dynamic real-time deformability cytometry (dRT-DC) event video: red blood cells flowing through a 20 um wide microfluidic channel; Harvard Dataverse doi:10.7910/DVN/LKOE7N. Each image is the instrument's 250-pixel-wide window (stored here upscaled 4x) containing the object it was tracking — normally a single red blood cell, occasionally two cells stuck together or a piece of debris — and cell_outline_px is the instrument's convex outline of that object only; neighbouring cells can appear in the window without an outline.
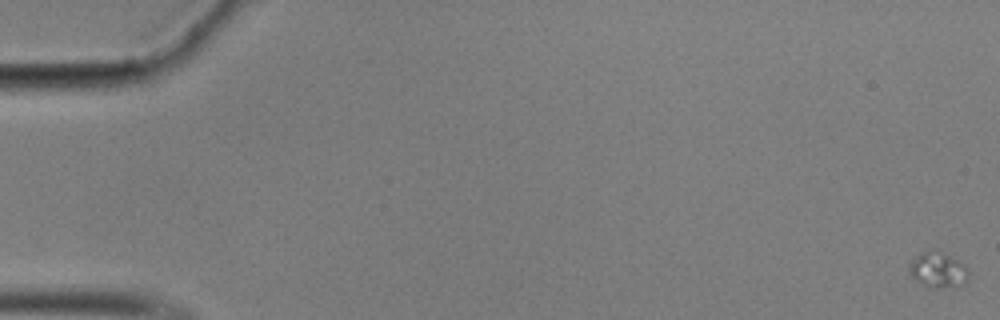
{"species": "common noctule bat (a hibernating species)", "species_latin": "Nyctalus noctula", "temperature_condition": "cold", "stored_images_in_passage": 59, "camera_frame_rate_fps": 3000, "um_per_image_px": 0.085, "animal": {"sex": "male", "body_mass_g": 17.9}, "frame": {"image": 1, "passage_image": 1, "time_ms": 0.0, "image_size_px": [1000, 320], "cell_outline_px": [[968, 276], [964, 284], [940, 288], [924, 284], [916, 280], [908, 272], [908, 268], [912, 260], [916, 256], [932, 248], [936, 248], [956, 260], [968, 272]], "centroid_in_image_um": [79.68, 22.91], "position_along_channel_um": 5.3, "area_um2": 11.85}}
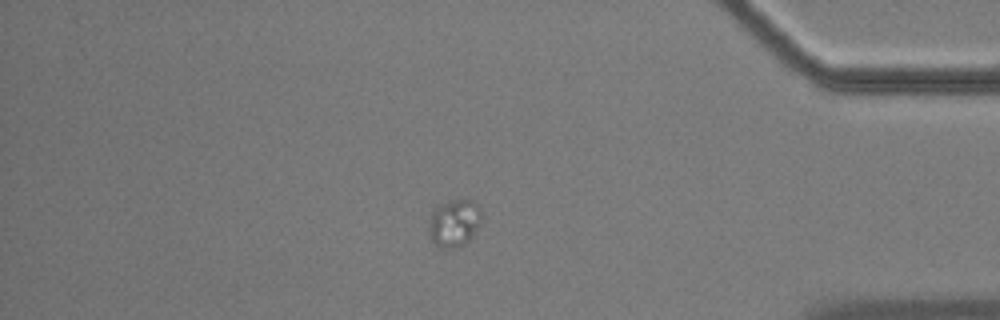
{"frame": {"image": 2, "passage_image": 51, "time_ms": 16.667, "image_size_px": [1000, 320], "cell_outline_px": [[480, 220], [472, 236], [468, 240], [456, 248], [440, 248], [428, 236], [428, 224], [432, 212], [440, 204], [452, 200], [472, 200], [480, 208]], "centroid_in_image_um": [38.56, 18.96], "position_along_channel_um": 396.6, "area_um2": 14.33}}
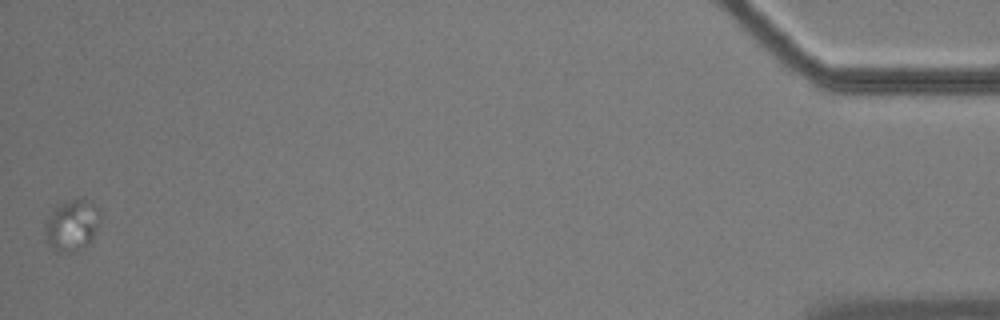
{"frame": {"image": 3, "passage_image": 59, "time_ms": 19.333, "image_size_px": [1000, 320], "cell_outline_px": [[100, 220], [96, 232], [92, 240], [84, 248], [76, 252], [56, 252], [48, 244], [48, 220], [52, 208], [56, 204], [84, 196], [92, 200], [100, 208]], "centroid_in_image_um": [6.21, 19.09], "position_along_channel_um": 429.0, "area_um2": 16.82}}